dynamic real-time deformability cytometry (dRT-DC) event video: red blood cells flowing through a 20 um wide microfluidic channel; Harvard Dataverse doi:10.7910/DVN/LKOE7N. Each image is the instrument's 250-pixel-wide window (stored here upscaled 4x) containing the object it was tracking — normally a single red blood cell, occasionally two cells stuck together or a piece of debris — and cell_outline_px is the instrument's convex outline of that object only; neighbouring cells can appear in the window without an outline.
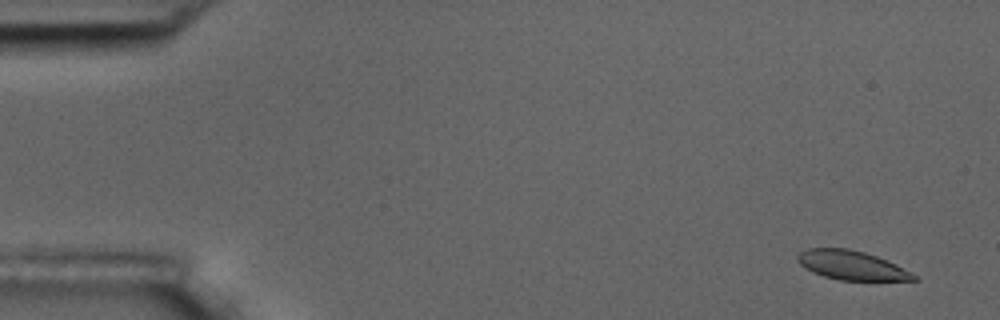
{"species": "common noctule bat (a hibernating species)", "species_latin": "Nyctalus noctula", "temperature_condition": "room temperature", "stored_images_in_passage": 4, "camera_frame_rate_fps": 3000, "um_per_image_px": 0.085, "animal": {"sex": "male", "body_mass_g": 17.5, "forearm_length_mm": 52.3}, "frame": {"image": 1, "passage_image": 1, "time_ms": 0.0, "image_size_px": [1000, 320], "cell_outline_px": [[920, 280], [840, 280], [824, 276], [812, 272], [800, 264], [796, 260], [796, 256], [800, 252], [808, 248], [848, 248], [864, 252], [876, 256], [896, 264], [916, 276]], "centroid_in_image_um": [72.35, 22.54], "position_along_channel_um": 12.7, "area_um2": 19.54}}
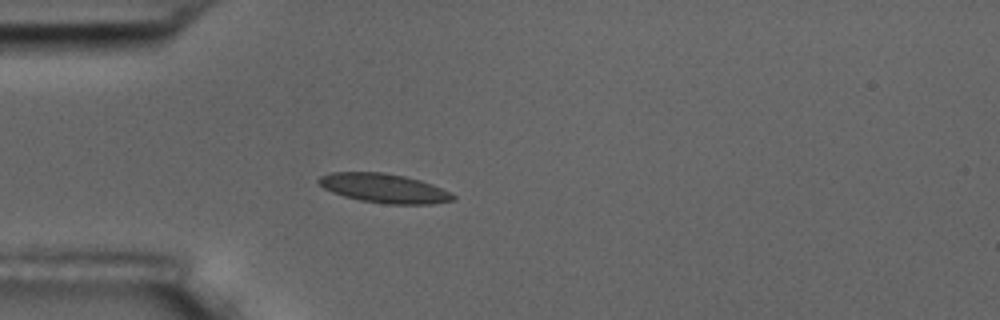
{"frame": {"image": 2, "passage_image": 4, "time_ms": 4.333, "image_size_px": [1000, 320], "cell_outline_px": [[456, 200], [432, 204], [388, 204], [360, 200], [344, 196], [332, 192], [324, 188], [316, 180], [320, 176], [332, 172], [380, 172], [404, 176], [420, 180], [432, 184], [456, 196]], "centroid_in_image_um": [32.64, 16.0], "position_along_channel_um": 52.4, "area_um2": 22.72}}